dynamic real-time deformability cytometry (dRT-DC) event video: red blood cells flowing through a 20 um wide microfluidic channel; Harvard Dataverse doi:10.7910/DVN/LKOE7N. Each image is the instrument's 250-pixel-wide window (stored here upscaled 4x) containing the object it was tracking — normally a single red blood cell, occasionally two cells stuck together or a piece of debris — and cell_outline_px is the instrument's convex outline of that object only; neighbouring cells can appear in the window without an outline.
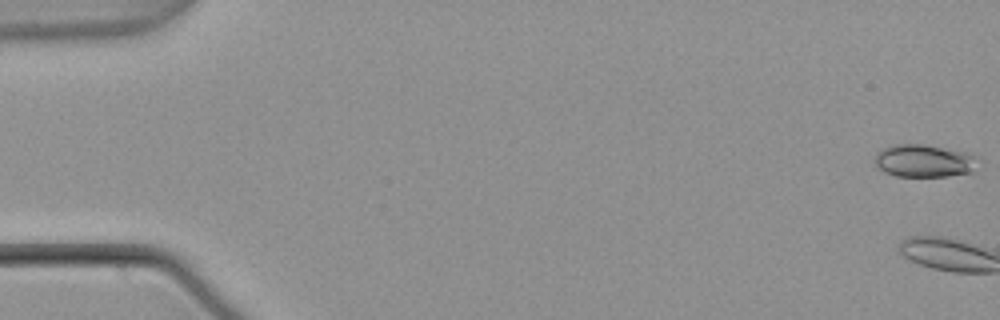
{"species": "common noctule bat (a hibernating species)", "species_latin": "Nyctalus noctula", "temperature_condition": "warm", "stored_images_in_passage": 3, "camera_frame_rate_fps": 3000, "um_per_image_px": 0.085, "animal": {"sex": "male", "body_mass_g": 21.5, "forearm_length_mm": 52.0}, "frame": {"image": 1, "passage_image": 1, "time_ms": 0.0, "image_size_px": [1000, 320], "cell_outline_px": [[976, 156], [972, 172], [948, 176], [896, 176], [884, 172], [876, 168], [872, 160], [876, 152], [880, 148], [892, 144], [924, 144], [964, 152]], "centroid_in_image_um": [78.41, 13.66], "position_along_channel_um": 6.6, "area_um2": 19.77}}